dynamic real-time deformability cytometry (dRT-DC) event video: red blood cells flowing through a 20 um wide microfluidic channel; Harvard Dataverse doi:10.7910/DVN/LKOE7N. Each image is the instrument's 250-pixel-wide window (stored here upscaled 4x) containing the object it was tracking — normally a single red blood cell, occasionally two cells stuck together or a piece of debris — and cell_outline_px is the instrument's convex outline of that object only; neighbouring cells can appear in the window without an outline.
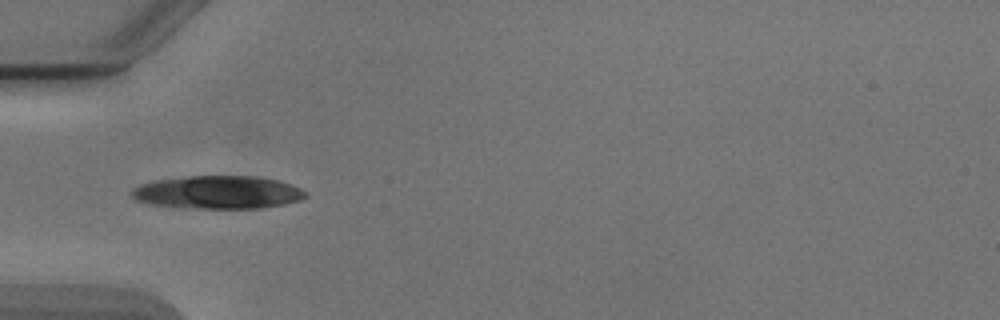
{"species": "Egyptian fruit bat (a non-hibernating species)", "species_latin": "Rousettus aegyptiacus", "temperature_condition": "cold", "stored_images_in_passage": 16, "camera_frame_rate_fps": 3000, "um_per_image_px": 0.085, "animal": {"sex": "male"}, "frame": {"image": 1, "passage_image": 1, "time_ms": 0.0, "image_size_px": [1000, 320], "cell_outline_px": [[308, 196], [300, 200], [284, 204], [260, 208], [180, 208], [148, 204], [136, 200], [132, 196], [132, 188], [140, 184], [156, 180], [188, 176], [256, 176], [280, 180], [300, 188], [308, 192]], "centroid_in_image_um": [18.52, 16.35], "position_along_channel_um": 66.5, "area_um2": 33.76}}